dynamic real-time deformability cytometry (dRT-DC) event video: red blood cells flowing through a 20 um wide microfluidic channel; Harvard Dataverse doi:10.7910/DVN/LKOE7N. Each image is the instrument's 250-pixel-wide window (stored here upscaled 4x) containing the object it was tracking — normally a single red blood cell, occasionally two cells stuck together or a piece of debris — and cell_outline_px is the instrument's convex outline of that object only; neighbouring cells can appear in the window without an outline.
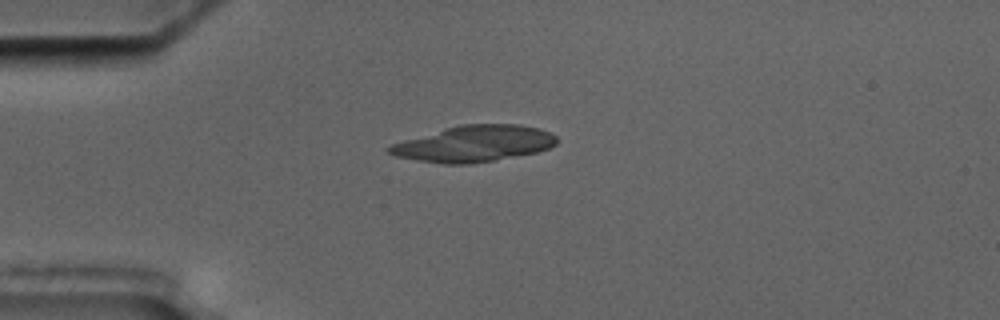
{"species": "common noctule bat (a hibernating species)", "species_latin": "Nyctalus noctula", "temperature_condition": "cold", "stored_images_in_passage": 5, "camera_frame_rate_fps": 3000, "um_per_image_px": 0.085, "animal": {"sex": "male", "body_mass_g": 17.5, "forearm_length_mm": 52.3}, "frame": {"image": 1, "passage_image": 1, "time_ms": 0.0, "image_size_px": [1000, 320], "cell_outline_px": [[556, 144], [548, 148], [536, 152], [492, 160], [468, 164], [444, 164], [416, 160], [396, 156], [388, 152], [384, 148], [392, 144], [404, 140], [444, 128], [460, 124], [520, 124], [540, 128], [556, 136]], "centroid_in_image_um": [40.26, 12.2], "position_along_channel_um": 44.7, "area_um2": 35.14}}